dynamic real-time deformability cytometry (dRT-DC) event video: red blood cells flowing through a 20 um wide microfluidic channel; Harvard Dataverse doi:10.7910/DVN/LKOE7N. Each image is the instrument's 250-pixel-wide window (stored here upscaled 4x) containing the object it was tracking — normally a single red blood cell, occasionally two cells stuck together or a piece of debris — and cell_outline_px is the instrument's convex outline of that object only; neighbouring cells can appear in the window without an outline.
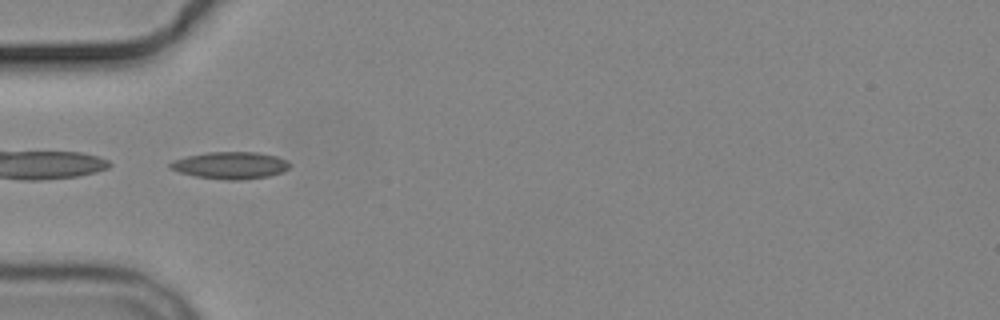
{"species": "common noctule bat (a hibernating species)", "species_latin": "Nyctalus noctula", "temperature_condition": "cold", "stored_images_in_passage": 8, "camera_frame_rate_fps": 3000, "um_per_image_px": 0.085, "animal": {"sex": "male", "body_mass_g": 19.2, "forearm_length_mm": 51.8}, "frame": {"image": 1, "passage_image": 6, "time_ms": 5.667, "image_size_px": [1000, 320], "cell_outline_px": [[292, 164], [284, 172], [268, 176], [240, 180], [228, 180], [196, 176], [180, 172], [168, 168], [168, 164], [172, 160], [188, 156], [208, 152], [260, 152], [276, 156], [288, 160]], "centroid_in_image_um": [19.61, 14.05], "position_along_channel_um": 65.4, "area_um2": 18.96}}
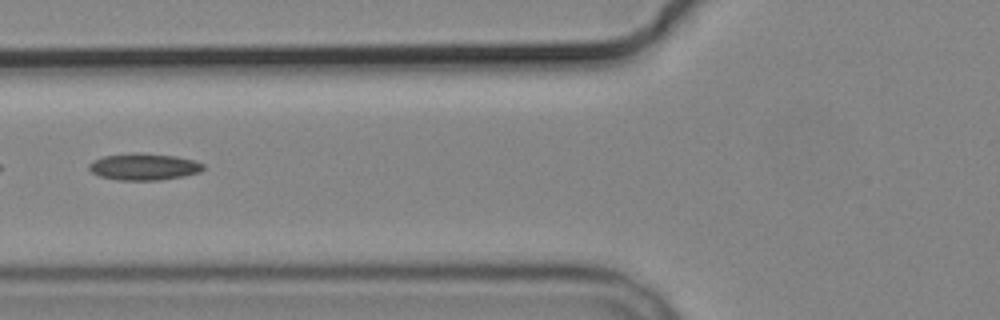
{"frame": {"image": 2, "passage_image": 7, "time_ms": 7.0, "image_size_px": [1000, 320], "cell_outline_px": [[204, 168], [200, 172], [184, 176], [160, 180], [116, 180], [100, 176], [92, 172], [88, 168], [88, 164], [92, 160], [104, 156], [132, 152], [136, 152], [176, 156], [196, 160], [204, 164]], "centroid_in_image_um": [12.23, 14.16], "position_along_channel_um": 113.6, "area_um2": 18.03}}
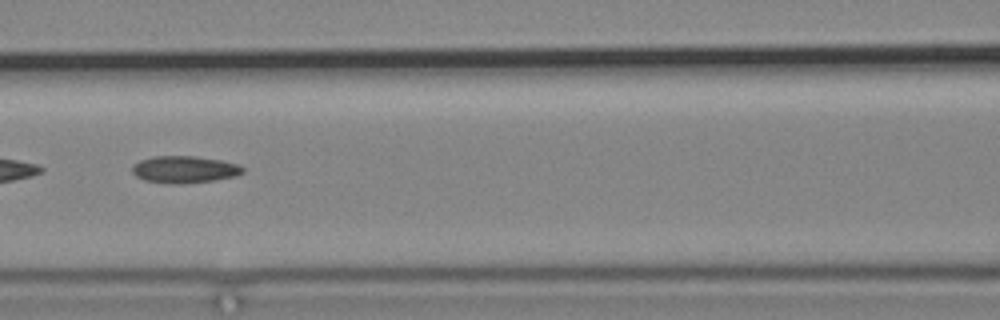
{"frame": {"image": 3, "passage_image": 8, "time_ms": 8.0, "image_size_px": [1000, 320], "cell_outline_px": [[244, 172], [236, 176], [216, 180], [184, 184], [168, 184], [144, 180], [136, 176], [132, 172], [132, 164], [140, 160], [152, 156], [192, 156], [220, 160], [240, 164], [244, 168]], "centroid_in_image_um": [15.67, 14.41], "position_along_channel_um": 150.9, "area_um2": 17.69}}